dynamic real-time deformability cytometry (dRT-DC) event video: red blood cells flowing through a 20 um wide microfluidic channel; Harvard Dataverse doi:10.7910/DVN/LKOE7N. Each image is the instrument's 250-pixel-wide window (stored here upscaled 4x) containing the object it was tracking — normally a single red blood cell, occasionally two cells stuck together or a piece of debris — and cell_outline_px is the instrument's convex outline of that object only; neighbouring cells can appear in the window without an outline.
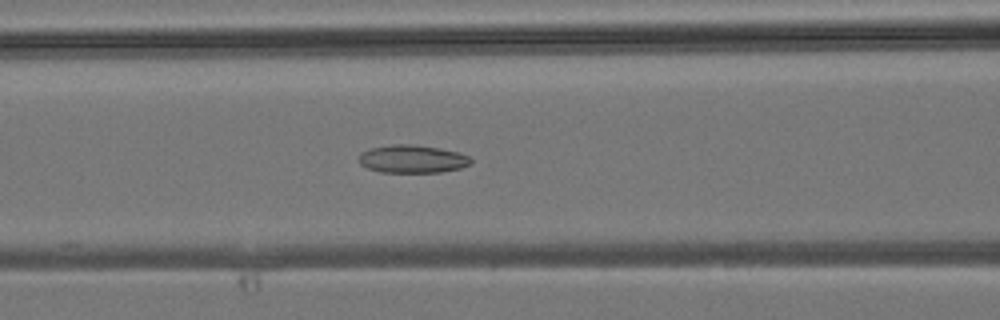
{"species": "common noctule bat (a hibernating species)", "species_latin": "Nyctalus noctula", "temperature_condition": "room temperature", "stored_images_in_passage": 41, "camera_frame_rate_fps": 3000, "um_per_image_px": 0.085, "animal": {"sex": "male", "body_mass_g": 19.2, "forearm_length_mm": 51.8}, "frame": {"image": 1, "passage_image": 15, "time_ms": 4.667, "image_size_px": [1000, 320], "cell_outline_px": [[472, 164], [460, 168], [440, 172], [380, 172], [368, 168], [360, 164], [360, 152], [368, 148], [392, 144], [412, 144], [460, 152], [468, 156], [472, 160]], "centroid_in_image_um": [35.04, 13.51], "position_along_channel_um": 131.6, "area_um2": 18.26}}
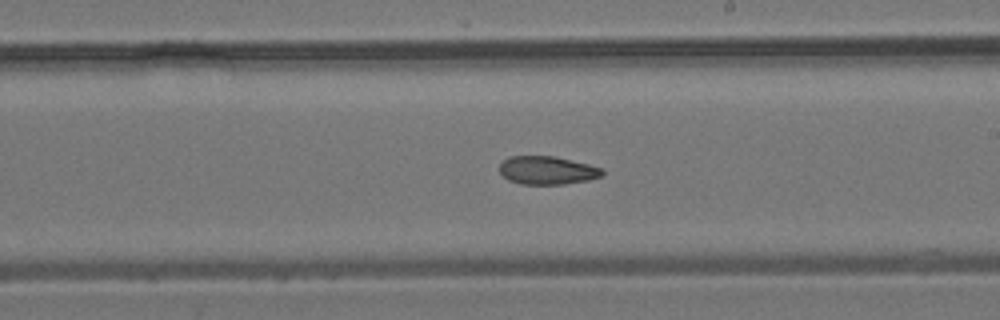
{"frame": {"image": 2, "passage_image": 22, "time_ms": 7.0, "image_size_px": [1000, 320], "cell_outline_px": [[604, 176], [588, 180], [564, 184], [520, 184], [508, 180], [500, 172], [500, 164], [504, 160], [512, 156], [552, 156], [588, 164], [604, 168]], "centroid_in_image_um": [46.55, 14.48], "position_along_channel_um": 242.5, "area_um2": 16.88}}
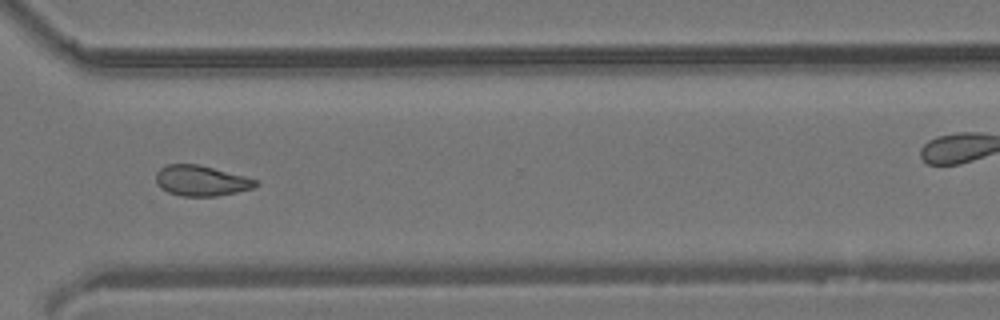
{"frame": {"image": 3, "passage_image": 29, "time_ms": 9.333, "image_size_px": [1000, 320], "cell_outline_px": [[260, 184], [252, 188], [236, 192], [216, 196], [180, 196], [168, 192], [160, 188], [156, 184], [156, 172], [160, 168], [168, 164], [196, 164], [244, 176], [256, 180]], "centroid_in_image_um": [17.06, 15.37], "position_along_channel_um": 353.5, "area_um2": 17.57}}